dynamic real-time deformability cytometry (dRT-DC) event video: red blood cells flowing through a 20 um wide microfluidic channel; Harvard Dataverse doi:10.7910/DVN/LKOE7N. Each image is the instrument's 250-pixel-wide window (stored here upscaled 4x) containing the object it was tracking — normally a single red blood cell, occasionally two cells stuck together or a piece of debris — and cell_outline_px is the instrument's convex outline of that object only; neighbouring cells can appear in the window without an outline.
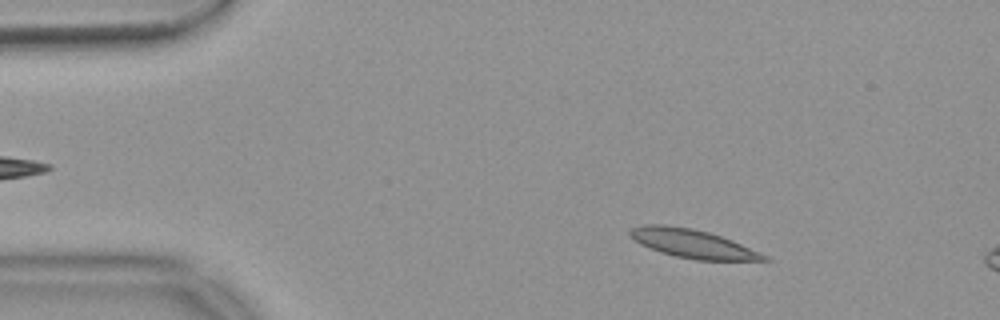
{"species": "common noctule bat (a hibernating species)", "species_latin": "Nyctalus noctula", "temperature_condition": "warm", "stored_images_in_passage": 13, "camera_frame_rate_fps": 3000, "um_per_image_px": 0.085, "animal": {"sex": "female", "body_mass_g": 18.4}, "frame": {"image": 1, "passage_image": 8, "time_ms": 2.333, "image_size_px": [1000, 320], "cell_outline_px": [[772, 260], [696, 260], [676, 256], [660, 252], [640, 244], [632, 240], [628, 236], [628, 232], [632, 228], [640, 224], [664, 224], [692, 228], [708, 232], [732, 240], [760, 252], [768, 256]], "centroid_in_image_um": [58.81, 20.69], "position_along_channel_um": 26.2, "area_um2": 22.43}}